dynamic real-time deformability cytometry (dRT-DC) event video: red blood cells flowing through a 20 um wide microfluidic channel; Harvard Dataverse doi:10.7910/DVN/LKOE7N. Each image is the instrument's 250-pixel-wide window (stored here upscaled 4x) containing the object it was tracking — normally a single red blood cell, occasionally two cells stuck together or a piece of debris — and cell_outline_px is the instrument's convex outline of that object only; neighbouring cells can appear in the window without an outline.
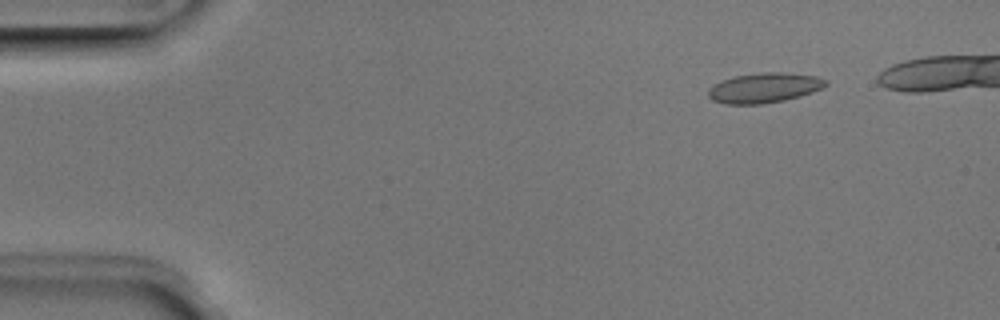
{"species": "Egyptian fruit bat (a non-hibernating species)", "species_latin": "Rousettus aegyptiacus", "temperature_condition": "room temperature", "stored_images_in_passage": 45, "camera_frame_rate_fps": 3000, "um_per_image_px": 0.085, "animal": {"sex": "male"}, "frame": {"image": 1, "passage_image": 6, "time_ms": 1.667, "image_size_px": [1000, 320], "cell_outline_px": [[828, 84], [812, 92], [800, 96], [784, 100], [760, 104], [724, 104], [712, 100], [708, 96], [708, 88], [720, 80], [736, 76], [760, 72], [780, 72], [816, 76], [828, 80]], "centroid_in_image_um": [64.93, 7.46], "position_along_channel_um": 20.1, "area_um2": 20.52}}
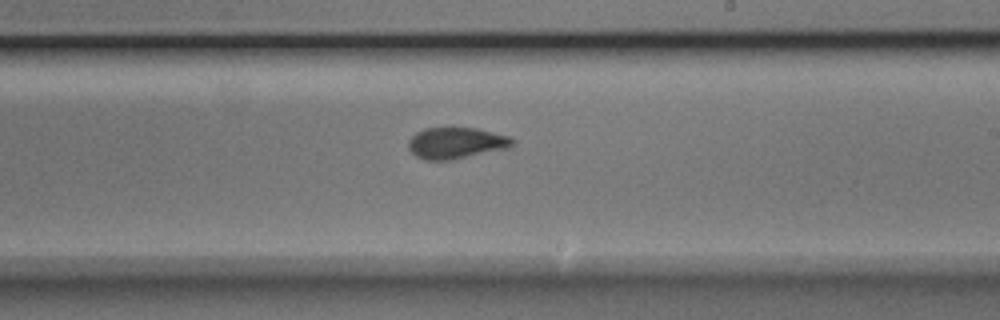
{"frame": {"image": 2, "passage_image": 30, "time_ms": 9.667, "image_size_px": [1000, 320], "cell_outline_px": [[516, 140], [508, 148], [452, 160], [424, 160], [416, 156], [408, 148], [408, 140], [416, 132], [424, 128], [476, 128], [512, 136]], "centroid_in_image_um": [38.78, 12.15], "position_along_channel_um": 250.2, "area_um2": 19.13}}
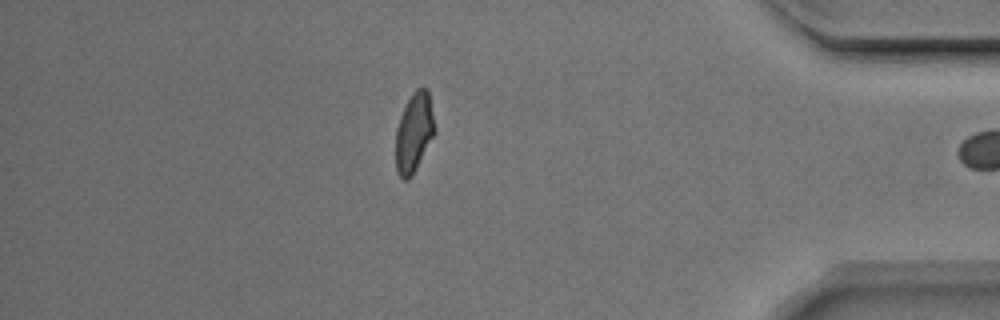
{"frame": {"image": 3, "passage_image": 44, "time_ms": 14.333, "image_size_px": [1000, 320], "cell_outline_px": [[436, 132], [412, 176], [408, 180], [404, 180], [396, 172], [396, 128], [400, 116], [412, 92], [416, 88], [428, 88], [436, 128]], "centroid_in_image_um": [35.21, 11.26], "position_along_channel_um": 400.0, "area_um2": 18.21}}